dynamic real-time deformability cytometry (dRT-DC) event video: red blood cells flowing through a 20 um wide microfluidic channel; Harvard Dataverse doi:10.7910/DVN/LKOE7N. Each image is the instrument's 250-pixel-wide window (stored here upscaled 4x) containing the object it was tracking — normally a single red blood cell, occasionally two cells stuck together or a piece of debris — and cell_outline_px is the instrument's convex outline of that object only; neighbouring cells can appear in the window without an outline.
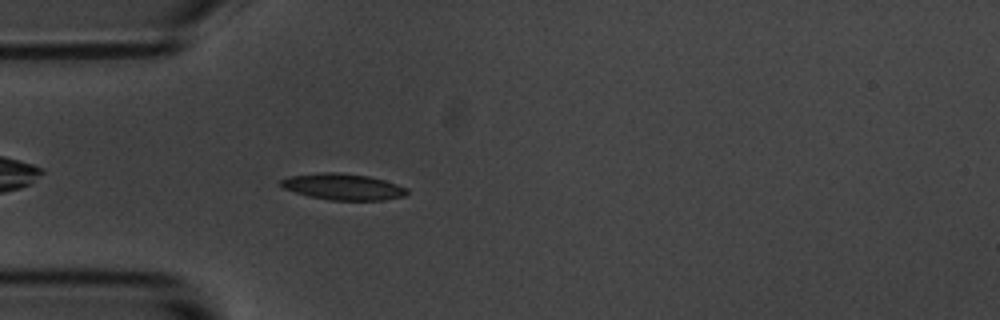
{"species": "common noctule bat (a hibernating species)", "species_latin": "Nyctalus noctula", "temperature_condition": "room temperature", "stored_images_in_passage": 4, "camera_frame_rate_fps": 3000, "um_per_image_px": 0.085, "animal": {"sex": "male", "body_mass_g": 20.1, "forearm_length_mm": 53.5}, "frame": {"image": 1, "passage_image": 4, "time_ms": 3.667, "image_size_px": [1000, 320], "cell_outline_px": [[408, 192], [404, 196], [384, 200], [328, 200], [308, 196], [284, 188], [280, 184], [280, 180], [292, 176], [320, 172], [344, 172], [368, 176], [384, 180], [408, 188]], "centroid_in_image_um": [29.17, 15.87], "position_along_channel_um": 55.8, "area_um2": 19.31}}